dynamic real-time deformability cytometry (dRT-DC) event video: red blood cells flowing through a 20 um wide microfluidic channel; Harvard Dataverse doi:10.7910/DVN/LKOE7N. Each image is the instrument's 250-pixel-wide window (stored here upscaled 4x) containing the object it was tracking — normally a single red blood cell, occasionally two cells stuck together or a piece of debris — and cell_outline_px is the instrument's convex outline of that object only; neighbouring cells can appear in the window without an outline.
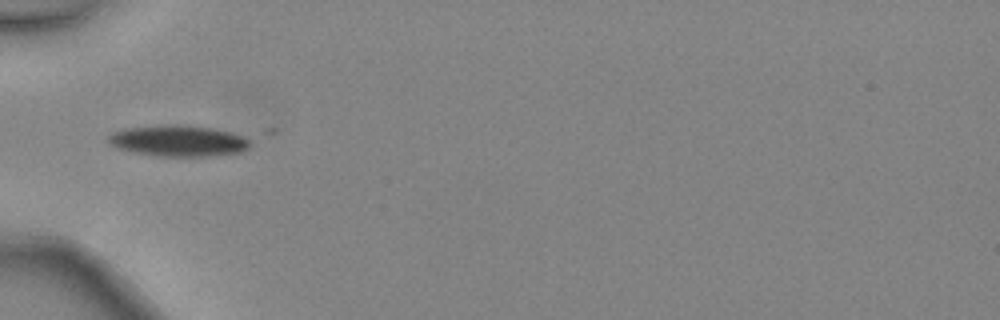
{"species": "common noctule bat (a hibernating species)", "species_latin": "Nyctalus noctula", "temperature_condition": "warm", "stored_images_in_passage": 3, "camera_frame_rate_fps": 3000, "um_per_image_px": 0.085, "animal": {"sex": "female", "body_mass_g": 24.6, "forearm_length_mm": 56.2}, "frame": {"image": 1, "passage_image": 2, "time_ms": 0.333, "image_size_px": [1000, 320], "cell_outline_px": [[252, 144], [248, 148], [240, 152], [216, 156], [156, 156], [116, 148], [108, 140], [108, 136], [112, 132], [124, 128], [176, 124], [180, 124], [212, 128], [228, 132], [240, 136], [248, 140]], "centroid_in_image_um": [15.15, 11.97], "position_along_channel_um": 69.9, "area_um2": 25.55}}
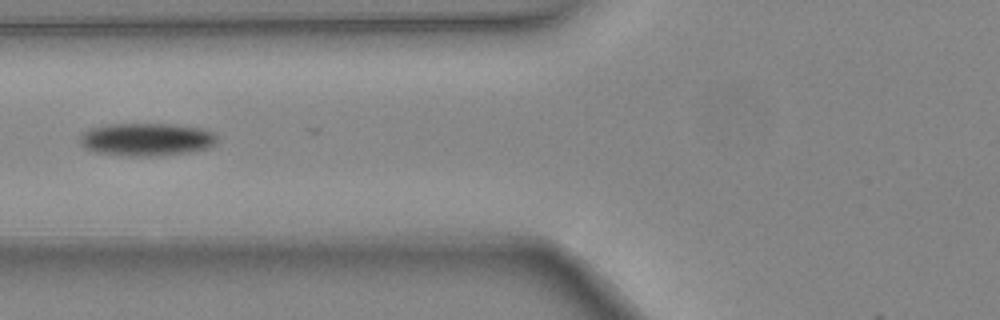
{"frame": {"image": 2, "passage_image": 3, "time_ms": 0.667, "image_size_px": [1000, 320], "cell_outline_px": [[216, 140], [208, 148], [196, 152], [160, 156], [124, 156], [92, 152], [84, 148], [80, 144], [80, 136], [88, 128], [108, 124], [172, 124], [200, 128], [212, 132], [216, 136]], "centroid_in_image_um": [12.41, 11.87], "position_along_channel_um": 113.4, "area_um2": 26.65}}